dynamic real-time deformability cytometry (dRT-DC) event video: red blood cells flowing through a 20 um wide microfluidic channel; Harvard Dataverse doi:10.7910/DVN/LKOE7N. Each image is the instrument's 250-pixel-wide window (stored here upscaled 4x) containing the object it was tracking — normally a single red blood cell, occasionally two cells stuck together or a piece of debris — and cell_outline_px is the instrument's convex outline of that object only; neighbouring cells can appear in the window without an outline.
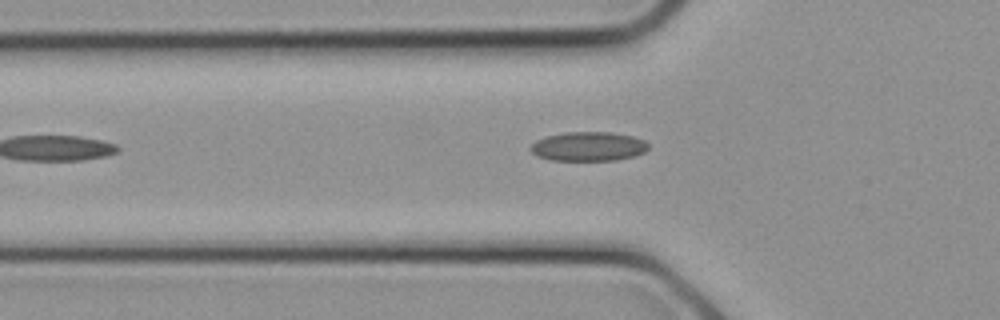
{"species": "common noctule bat (a hibernating species)", "species_latin": "Nyctalus noctula", "temperature_condition": "cold", "stored_images_in_passage": 9, "camera_frame_rate_fps": 3000, "um_per_image_px": 0.085, "animal": {"sex": "female", "body_mass_g": 21.9}, "frame": {"image": 1, "passage_image": 9, "time_ms": 2.667, "image_size_px": [1000, 320], "cell_outline_px": [[648, 148], [644, 152], [636, 156], [616, 160], [548, 160], [536, 156], [528, 148], [536, 140], [544, 136], [564, 132], [612, 132], [632, 136], [644, 140], [648, 144]], "centroid_in_image_um": [49.98, 12.44], "position_along_channel_um": 75.8, "area_um2": 20.29}}